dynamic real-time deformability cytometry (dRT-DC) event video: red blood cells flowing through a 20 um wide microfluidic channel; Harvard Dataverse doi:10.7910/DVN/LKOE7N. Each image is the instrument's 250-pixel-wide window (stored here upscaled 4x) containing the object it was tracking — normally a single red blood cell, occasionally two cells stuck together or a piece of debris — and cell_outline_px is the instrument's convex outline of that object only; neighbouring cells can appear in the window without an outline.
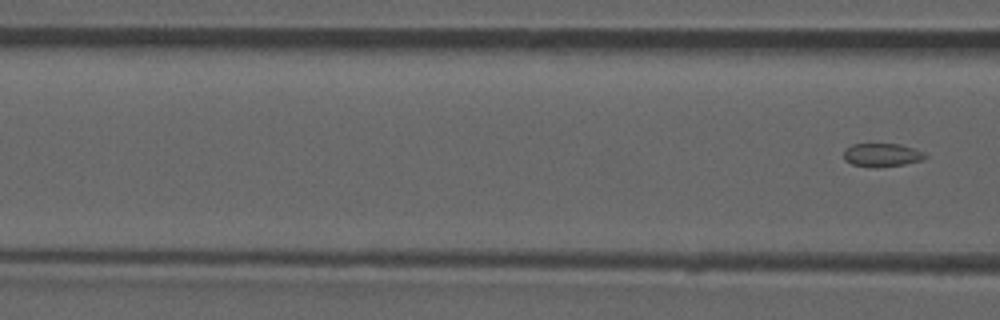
{"species": "common noctule bat (a hibernating species)", "species_latin": "Nyctalus noctula", "temperature_condition": "room temperature", "stored_images_in_passage": 7, "segment_of_instrument_passage": [2, 2], "camera_frame_rate_fps": 3000, "um_per_image_px": 0.085, "animal": {"sex": "male", "forearm_length_mm": 52.5}, "frame": {"image": 1, "passage_image": 7, "time_ms": 7.667, "image_size_px": [1000, 320], "cell_outline_px": [[928, 156], [920, 160], [904, 164], [876, 168], [872, 168], [852, 164], [844, 160], [844, 148], [852, 144], [900, 144], [912, 148]], "centroid_in_image_um": [74.89, 13.18], "position_along_channel_um": 91.7, "area_um2": 11.04}}